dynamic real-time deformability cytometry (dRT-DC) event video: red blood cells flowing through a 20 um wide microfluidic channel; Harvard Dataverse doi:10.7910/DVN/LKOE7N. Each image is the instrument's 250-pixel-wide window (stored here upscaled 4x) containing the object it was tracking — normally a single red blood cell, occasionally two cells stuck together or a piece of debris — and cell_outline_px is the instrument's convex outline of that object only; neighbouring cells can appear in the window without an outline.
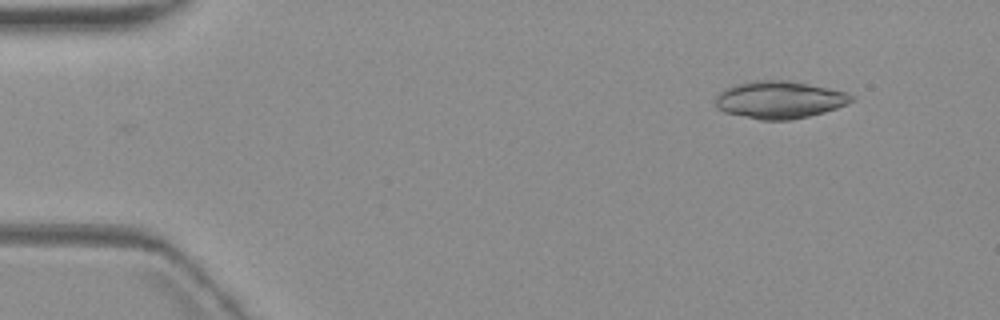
{"species": "common noctule bat (a hibernating species)", "species_latin": "Nyctalus noctula", "temperature_condition": "warm", "stored_images_in_passage": 5, "camera_frame_rate_fps": 3000, "um_per_image_px": 0.085, "animal": {"sex": "female", "body_mass_g": 19.3, "forearm_length_mm": 54.1}, "frame": {"image": 1, "passage_image": 1, "time_ms": 0.0, "image_size_px": [1000, 320], "cell_outline_px": [[856, 96], [848, 104], [824, 112], [808, 116], [788, 120], [760, 120], [724, 112], [716, 108], [716, 96], [724, 88], [736, 84], [756, 80], [788, 80], [848, 92]], "centroid_in_image_um": [66.26, 8.48], "position_along_channel_um": 18.7, "area_um2": 29.71}}